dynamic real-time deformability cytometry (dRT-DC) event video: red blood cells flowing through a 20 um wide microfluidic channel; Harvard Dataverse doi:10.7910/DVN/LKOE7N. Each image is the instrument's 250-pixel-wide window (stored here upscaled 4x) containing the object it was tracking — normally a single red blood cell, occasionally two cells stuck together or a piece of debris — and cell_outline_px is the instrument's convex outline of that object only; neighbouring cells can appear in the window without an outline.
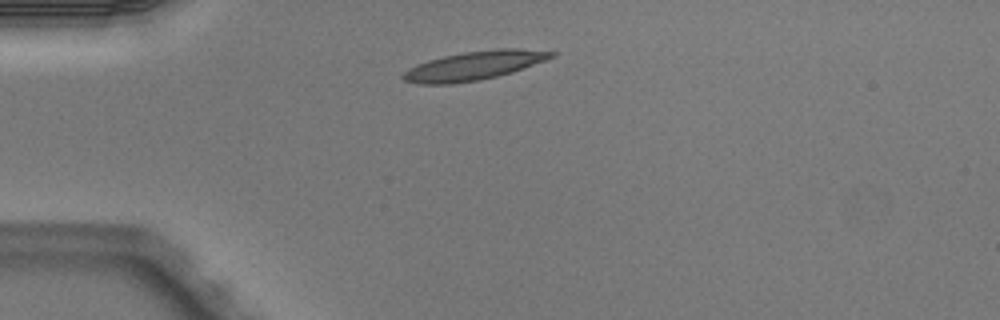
{"species": "Egyptian fruit bat (a non-hibernating species)", "species_latin": "Rousettus aegyptiacus", "temperature_condition": "warm", "stored_images_in_passage": 3, "camera_frame_rate_fps": 3000, "um_per_image_px": 0.085, "animal": {"sex": "male"}, "frame": {"image": 1, "passage_image": 1, "time_ms": 0.0, "image_size_px": [1000, 320], "cell_outline_px": [[556, 56], [512, 72], [480, 80], [452, 84], [420, 84], [404, 80], [400, 76], [408, 68], [416, 64], [428, 60], [444, 56], [464, 52], [500, 48], [520, 48], [556, 52]], "centroid_in_image_um": [40.28, 5.58], "position_along_channel_um": 44.7, "area_um2": 24.85}}
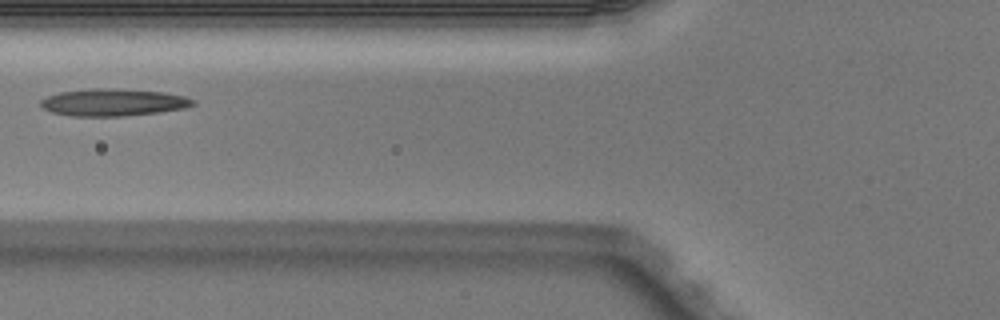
{"frame": {"image": 2, "passage_image": 3, "time_ms": 0.667, "image_size_px": [1000, 320], "cell_outline_px": [[196, 104], [184, 108], [160, 112], [124, 116], [72, 116], [52, 112], [44, 108], [40, 104], [40, 100], [48, 96], [60, 92], [96, 88], [112, 88], [164, 92], [184, 96], [196, 100]], "centroid_in_image_um": [9.66, 8.7], "position_along_channel_um": 116.1, "area_um2": 24.1}}